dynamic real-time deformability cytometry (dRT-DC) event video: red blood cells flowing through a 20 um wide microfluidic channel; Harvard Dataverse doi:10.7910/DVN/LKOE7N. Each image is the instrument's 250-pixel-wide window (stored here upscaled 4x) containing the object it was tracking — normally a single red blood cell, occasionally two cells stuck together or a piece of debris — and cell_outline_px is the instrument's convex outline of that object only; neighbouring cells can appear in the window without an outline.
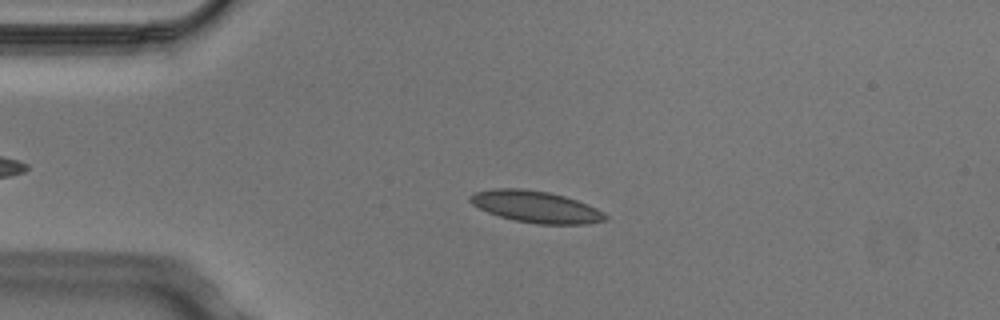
{"species": "Egyptian fruit bat (a non-hibernating species)", "species_latin": "Rousettus aegyptiacus", "temperature_condition": "cold", "stored_images_in_passage": 4, "segment_of_instrument_passage": [1, 2], "camera_frame_rate_fps": 3000, "um_per_image_px": 0.085, "animal": {"sex": "male"}, "frame": {"image": 1, "passage_image": 2, "time_ms": 0.333, "image_size_px": [1000, 320], "cell_outline_px": [[608, 220], [588, 224], [536, 224], [512, 220], [488, 212], [472, 204], [468, 200], [468, 196], [476, 192], [492, 188], [520, 188], [548, 192], [564, 196], [588, 204], [604, 212], [608, 216]], "centroid_in_image_um": [45.56, 17.58], "position_along_channel_um": 39.4, "area_um2": 25.09}}